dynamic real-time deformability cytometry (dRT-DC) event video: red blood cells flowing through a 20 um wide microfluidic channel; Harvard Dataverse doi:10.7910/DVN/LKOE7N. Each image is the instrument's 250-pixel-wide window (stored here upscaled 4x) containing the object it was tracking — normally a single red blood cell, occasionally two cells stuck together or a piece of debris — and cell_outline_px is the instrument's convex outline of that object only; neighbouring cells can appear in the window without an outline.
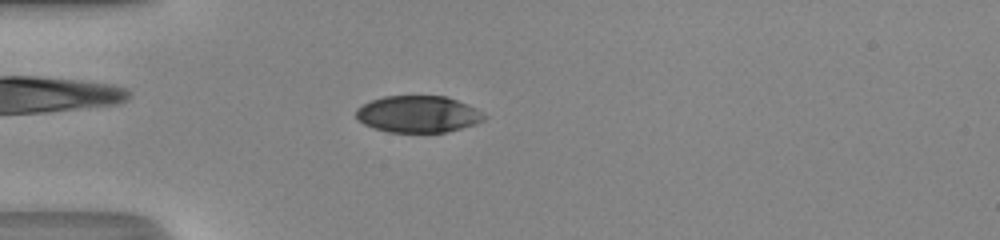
{"species": "human", "species_latin": "Homo sapiens", "temperature_condition": "room temperature", "stored_images_in_passage": 49, "camera_frame_rate_fps": 3000, "um_per_image_px": 0.085, "donor": {"sex": "male"}, "frame": {"image": 1, "passage_image": 15, "time_ms": 4.667, "image_size_px": [1000, 240], "cell_outline_px": [[484, 120], [460, 128], [444, 132], [388, 132], [364, 124], [356, 116], [356, 108], [372, 100], [384, 96], [444, 96], [468, 104], [476, 108], [484, 116]], "centroid_in_image_um": [35.51, 9.69], "position_along_channel_um": 49.5, "area_um2": 26.99}}
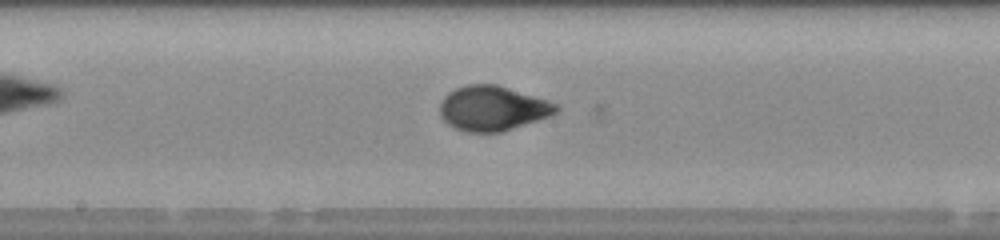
{"frame": {"image": 2, "passage_image": 27, "time_ms": 8.667, "image_size_px": [1000, 240], "cell_outline_px": [[560, 108], [552, 116], [504, 132], [468, 132], [456, 128], [448, 124], [440, 116], [440, 104], [444, 96], [448, 92], [456, 88], [468, 84], [496, 84], [556, 104]], "centroid_in_image_um": [41.86, 9.23], "position_along_channel_um": 206.3, "area_um2": 30.23}}
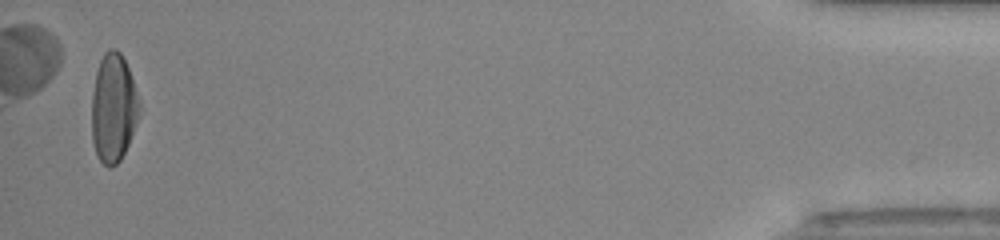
{"frame": {"image": 3, "passage_image": 48, "time_ms": 15.667, "image_size_px": [1000, 240], "cell_outline_px": [[140, 108], [128, 144], [120, 160], [116, 164], [108, 168], [96, 156], [92, 140], [92, 92], [96, 72], [100, 60], [104, 52], [108, 48], [112, 48], [120, 52], [128, 68], [140, 104]], "centroid_in_image_um": [9.61, 9.18], "position_along_channel_um": 425.6, "area_um2": 29.77}, "authors_computed_cell_mechanics": {"area_um2": 29.478, "velocity_mm_per_s": 4.3586, "shape_relaxation_time_tau1_ms": 3.4772, "shape_relaxation_time_tau2_ms": 0.6265, "deformation_change_tau1": 0.1831, "deformation_change_tau2": 0.0486}}